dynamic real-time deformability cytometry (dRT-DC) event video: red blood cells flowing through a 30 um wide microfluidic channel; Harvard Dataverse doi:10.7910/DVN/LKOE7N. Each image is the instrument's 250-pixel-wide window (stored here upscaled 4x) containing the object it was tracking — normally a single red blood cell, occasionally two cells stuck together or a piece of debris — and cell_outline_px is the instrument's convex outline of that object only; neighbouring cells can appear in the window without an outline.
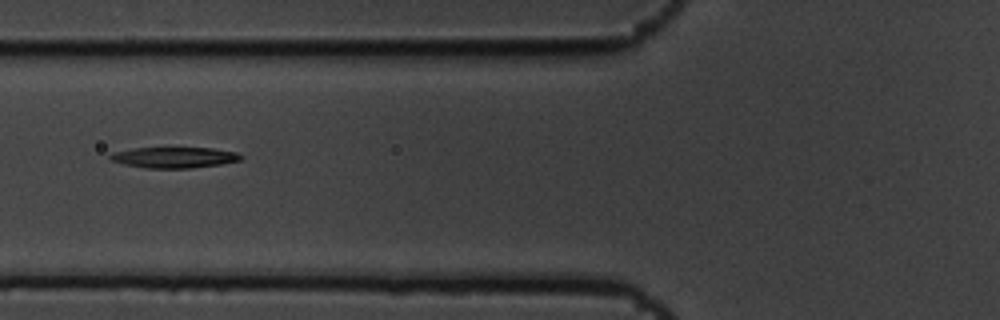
{"species": "common noctule bat (a hibernating species)", "species_latin": "Nyctalus noctula", "temperature_condition": "cold", "stored_images_in_passage": 8, "camera_frame_rate_fps": 3000, "um_per_image_px": 0.085, "animal": {"sex": "male", "body_mass_g": 19.5, "forearm_length_mm": 54.6}, "frame": {"image": 1, "passage_image": 3, "time_ms": 0.667, "image_size_px": [1000, 320], "cell_outline_px": [[244, 156], [240, 160], [220, 164], [192, 168], [144, 168], [124, 164], [108, 160], [108, 156], [112, 152], [136, 148], [212, 148], [236, 152]], "centroid_in_image_um": [14.77, 13.38], "position_along_channel_um": 111.0, "area_um2": 15.9}}
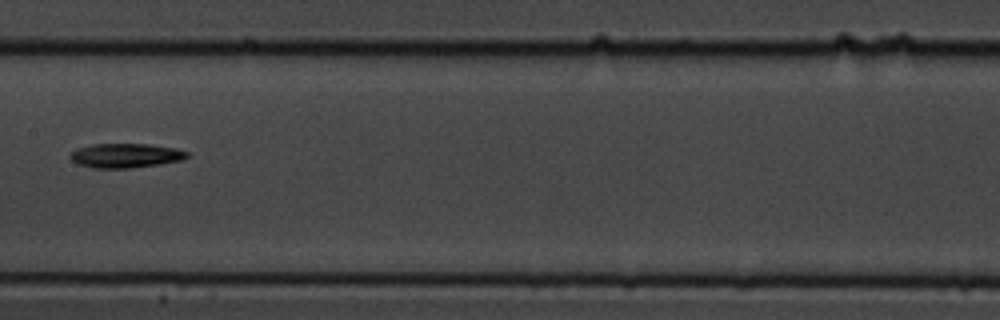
{"frame": {"image": 2, "passage_image": 5, "time_ms": 1.333, "image_size_px": [1000, 320], "cell_outline_px": [[188, 156], [184, 160], [160, 164], [132, 168], [92, 168], [80, 164], [72, 160], [72, 152], [76, 148], [92, 144], [148, 144], [176, 148], [188, 152]], "centroid_in_image_um": [10.72, 13.22], "position_along_channel_um": 196.7, "area_um2": 16.53}}
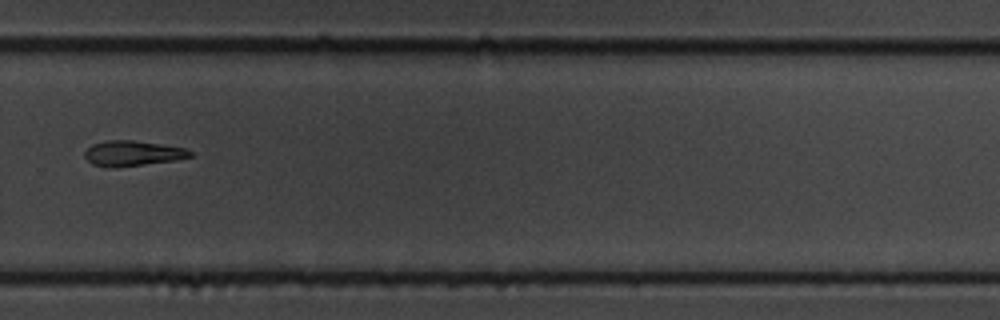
{"frame": {"image": 3, "passage_image": 8, "time_ms": 2.333, "image_size_px": [1000, 320], "cell_outline_px": [[192, 156], [176, 160], [144, 164], [108, 168], [92, 164], [84, 156], [84, 152], [92, 144], [104, 140], [132, 140], [184, 148], [192, 152]], "centroid_in_image_um": [11.22, 13.03], "position_along_channel_um": 318.6, "area_um2": 15.37}}